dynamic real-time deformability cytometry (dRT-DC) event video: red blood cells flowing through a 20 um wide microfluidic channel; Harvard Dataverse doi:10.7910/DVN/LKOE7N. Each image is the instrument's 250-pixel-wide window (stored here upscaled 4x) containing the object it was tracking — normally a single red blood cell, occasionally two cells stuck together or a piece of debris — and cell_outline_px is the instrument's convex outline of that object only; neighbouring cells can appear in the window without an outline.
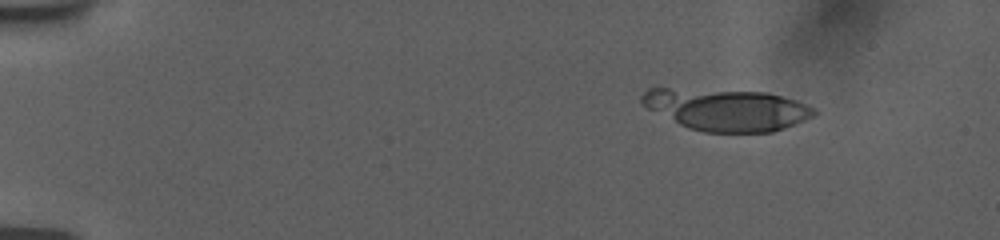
{"species": "human", "species_latin": "Homo sapiens", "temperature_condition": "room temperature", "stored_images_in_passage": 13, "camera_frame_rate_fps": 3000, "um_per_image_px": 0.085, "donor": {"sex": "female"}, "frame": {"image": 1, "passage_image": 1, "time_ms": 0.0, "image_size_px": [1000, 240], "cell_outline_px": [[816, 112], [812, 116], [804, 120], [784, 128], [772, 132], [704, 132], [688, 128], [648, 108], [640, 100], [640, 96], [648, 88], [668, 88], [764, 92], [796, 100], [812, 108]], "centroid_in_image_um": [61.73, 9.31], "position_along_channel_um": 23.3, "area_um2": 41.44}}